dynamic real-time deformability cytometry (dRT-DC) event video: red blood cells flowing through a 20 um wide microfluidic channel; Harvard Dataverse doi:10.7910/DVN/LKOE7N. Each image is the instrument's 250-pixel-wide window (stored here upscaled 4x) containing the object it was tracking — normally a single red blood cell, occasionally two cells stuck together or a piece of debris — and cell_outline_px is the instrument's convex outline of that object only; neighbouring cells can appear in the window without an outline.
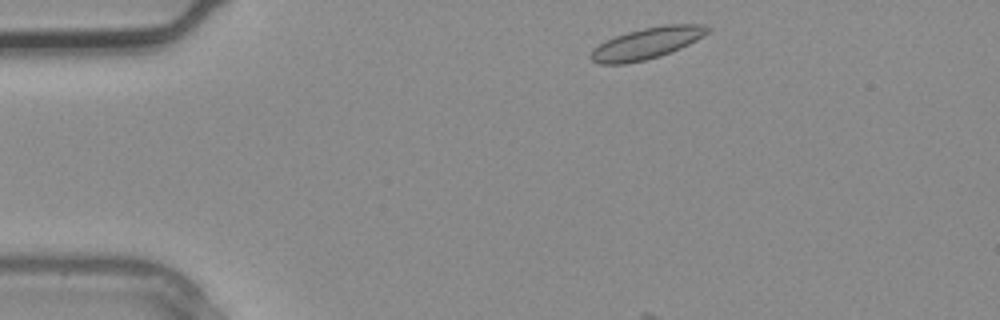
{"species": "common noctule bat (a hibernating species)", "species_latin": "Nyctalus noctula", "temperature_condition": "warm", "stored_images_in_passage": 2, "camera_frame_rate_fps": 3000, "um_per_image_px": 0.085, "animal": {"sex": "male", "body_mass_g": 20.4}, "frame": {"image": 1, "passage_image": 1, "time_ms": 0.0, "image_size_px": [1000, 320], "cell_outline_px": [[712, 28], [708, 32], [696, 40], [680, 48], [660, 56], [644, 60], [624, 64], [600, 64], [592, 60], [592, 48], [616, 36], [628, 32], [644, 28], [664, 24], [704, 24]], "centroid_in_image_um": [55.01, 3.67], "position_along_channel_um": 30.0, "area_um2": 21.04}}